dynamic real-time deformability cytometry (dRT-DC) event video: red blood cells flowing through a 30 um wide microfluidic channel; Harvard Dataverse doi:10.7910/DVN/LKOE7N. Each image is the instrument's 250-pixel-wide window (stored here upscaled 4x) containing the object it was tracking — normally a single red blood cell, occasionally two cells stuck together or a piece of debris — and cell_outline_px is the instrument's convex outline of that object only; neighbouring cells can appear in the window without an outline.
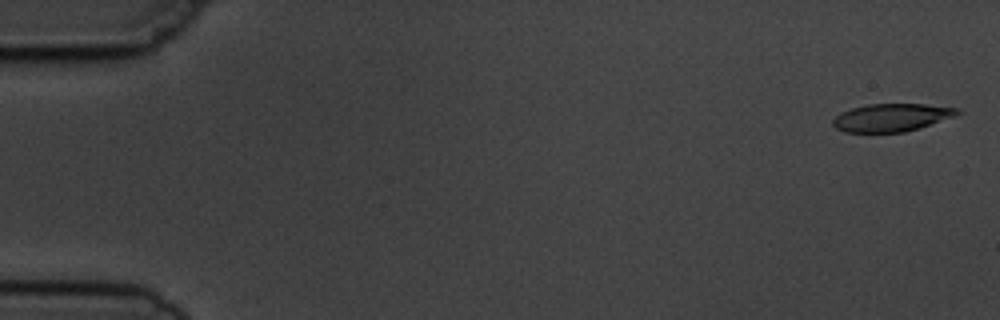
{"species": "common noctule bat (a hibernating species)", "species_latin": "Nyctalus noctula", "temperature_condition": "cold", "stored_images_in_passage": 5, "camera_frame_rate_fps": 3000, "um_per_image_px": 0.085, "animal": {"sex": "male", "body_mass_g": 19.5, "forearm_length_mm": 54.6}, "frame": {"image": 1, "passage_image": 1, "time_ms": 0.0, "image_size_px": [1000, 320], "cell_outline_px": [[960, 112], [952, 116], [904, 132], [844, 132], [836, 128], [832, 124], [832, 120], [840, 112], [852, 108], [868, 104], [924, 104], [960, 108]], "centroid_in_image_um": [75.71, 9.98], "position_along_channel_um": 9.3, "area_um2": 19.83}}
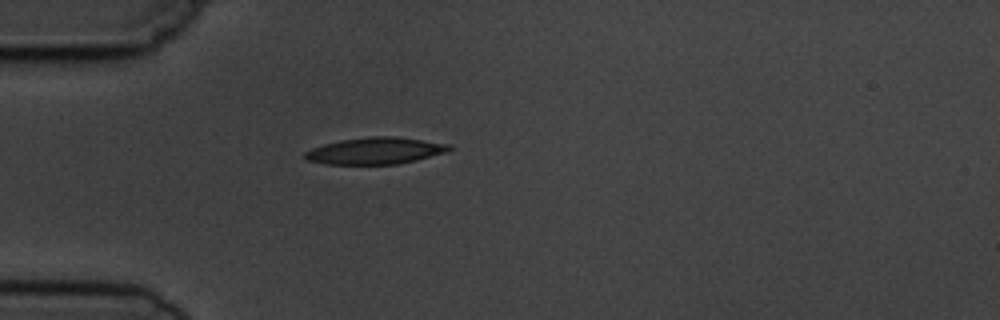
{"frame": {"image": 2, "passage_image": 5, "time_ms": 4.667, "image_size_px": [1000, 320], "cell_outline_px": [[452, 148], [444, 152], [416, 160], [396, 164], [324, 164], [308, 160], [304, 156], [304, 152], [312, 148], [324, 144], [340, 140], [372, 136], [396, 136], [452, 144]], "centroid_in_image_um": [31.9, 12.81], "position_along_channel_um": 53.1, "area_um2": 22.37}}